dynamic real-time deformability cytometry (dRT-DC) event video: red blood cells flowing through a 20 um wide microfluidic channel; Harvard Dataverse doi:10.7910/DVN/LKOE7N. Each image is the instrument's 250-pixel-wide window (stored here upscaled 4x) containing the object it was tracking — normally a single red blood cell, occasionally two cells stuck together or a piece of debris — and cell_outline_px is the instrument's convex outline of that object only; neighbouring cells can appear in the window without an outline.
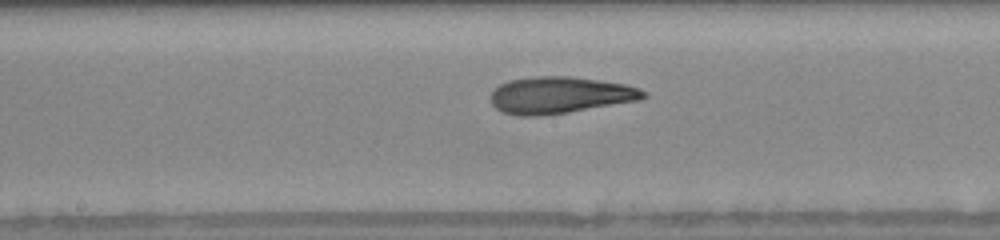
{"species": "human", "species_latin": "Homo sapiens", "temperature_condition": "warm", "stored_images_in_passage": 17, "camera_frame_rate_fps": 3000, "um_per_image_px": 0.085, "donor": {"sex": "female"}, "frame": {"image": 1, "passage_image": 10, "time_ms": 4.0, "image_size_px": [1000, 240], "cell_outline_px": [[648, 96], [640, 100], [568, 112], [536, 116], [520, 116], [504, 112], [496, 108], [492, 104], [488, 96], [500, 84], [508, 80], [536, 76], [568, 76], [624, 84], [640, 88]], "centroid_in_image_um": [47.56, 8.08], "position_along_channel_um": 200.6, "area_um2": 32.54}}